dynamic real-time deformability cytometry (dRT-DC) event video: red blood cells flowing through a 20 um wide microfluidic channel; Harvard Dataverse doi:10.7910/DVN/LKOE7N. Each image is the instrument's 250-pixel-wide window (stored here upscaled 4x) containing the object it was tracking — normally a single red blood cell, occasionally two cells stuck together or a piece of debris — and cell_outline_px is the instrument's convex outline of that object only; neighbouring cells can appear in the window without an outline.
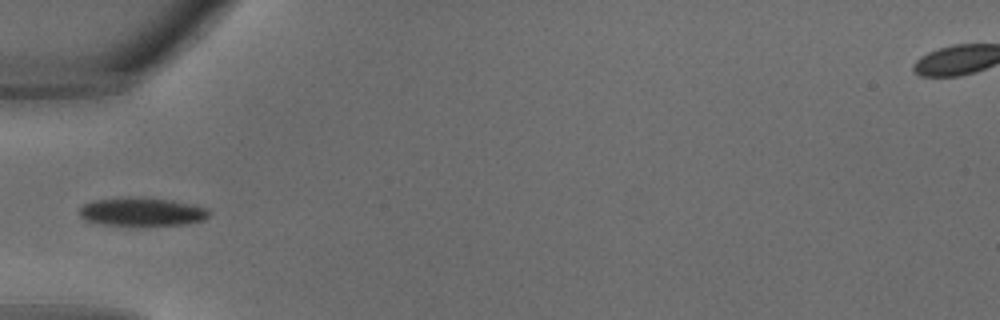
{"species": "common noctule bat (a hibernating species)", "species_latin": "Nyctalus noctula", "temperature_condition": "warm", "stored_images_in_passage": 6, "camera_frame_rate_fps": 3000, "um_per_image_px": 0.085, "animal": {"sex": "male", "body_mass_g": 18.8}, "frame": {"image": 1, "passage_image": 4, "time_ms": 1.0, "image_size_px": [1000, 320], "cell_outline_px": [[212, 212], [204, 220], [184, 224], [104, 224], [84, 220], [80, 216], [80, 208], [84, 204], [96, 200], [140, 196], [172, 200], [192, 204], [208, 208]], "centroid_in_image_um": [12.11, 17.97], "position_along_channel_um": 72.9, "area_um2": 21.15}}